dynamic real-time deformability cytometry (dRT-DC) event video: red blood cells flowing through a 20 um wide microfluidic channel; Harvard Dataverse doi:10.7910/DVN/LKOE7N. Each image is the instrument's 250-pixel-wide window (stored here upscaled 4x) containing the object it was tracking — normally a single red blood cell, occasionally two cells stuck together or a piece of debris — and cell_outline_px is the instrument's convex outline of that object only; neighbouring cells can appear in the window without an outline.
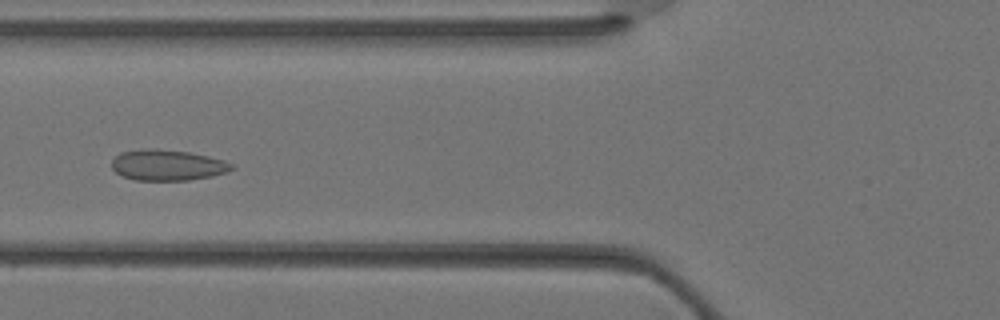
{"species": "Egyptian fruit bat (a non-hibernating species)", "species_latin": "Rousettus aegyptiacus", "temperature_condition": "warm", "stored_images_in_passage": 36, "camera_frame_rate_fps": 3000, "um_per_image_px": 0.085, "animal": {"sex": "female"}, "frame": {"image": 1, "passage_image": 14, "time_ms": 4.333, "image_size_px": [1000, 320], "cell_outline_px": [[236, 168], [212, 176], [188, 180], [136, 180], [120, 176], [112, 168], [112, 160], [120, 152], [144, 148], [148, 148], [188, 152], [208, 156], [224, 160], [232, 164]], "centroid_in_image_um": [14.21, 14.03], "position_along_channel_um": 111.6, "area_um2": 21.5}}
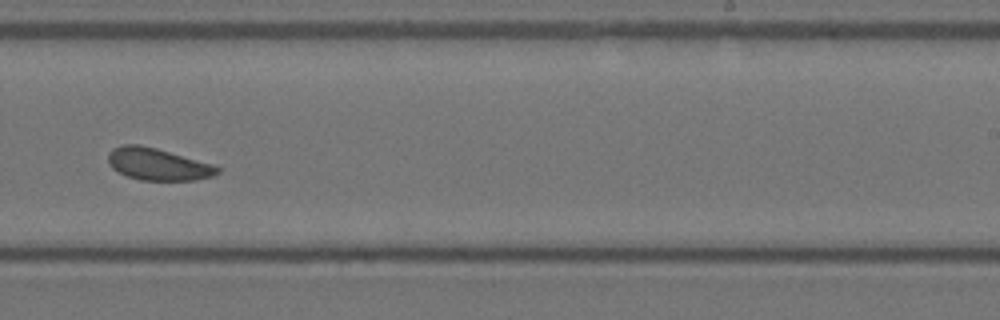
{"frame": {"image": 2, "passage_image": 23, "time_ms": 7.333, "image_size_px": [1000, 320], "cell_outline_px": [[220, 172], [212, 176], [196, 180], [140, 180], [128, 176], [112, 168], [108, 164], [108, 152], [112, 148], [120, 144], [140, 144], [156, 148], [212, 164], [220, 168]], "centroid_in_image_um": [13.38, 13.95], "position_along_channel_um": 275.6, "area_um2": 20.4}}
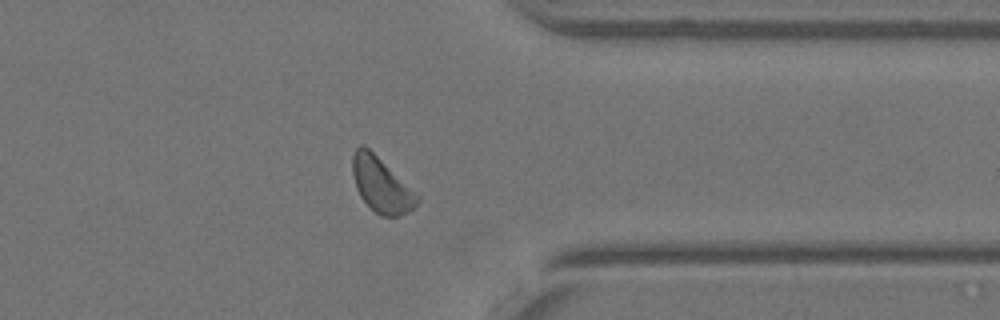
{"frame": {"image": 3, "passage_image": 29, "time_ms": 9.333, "image_size_px": [1000, 320], "cell_outline_px": [[420, 200], [412, 208], [400, 216], [380, 216], [360, 196], [356, 188], [352, 172], [352, 156], [356, 148], [360, 144], [364, 144], [420, 192]], "centroid_in_image_um": [32.46, 15.68], "position_along_channel_um": 378.9, "area_um2": 21.15}}